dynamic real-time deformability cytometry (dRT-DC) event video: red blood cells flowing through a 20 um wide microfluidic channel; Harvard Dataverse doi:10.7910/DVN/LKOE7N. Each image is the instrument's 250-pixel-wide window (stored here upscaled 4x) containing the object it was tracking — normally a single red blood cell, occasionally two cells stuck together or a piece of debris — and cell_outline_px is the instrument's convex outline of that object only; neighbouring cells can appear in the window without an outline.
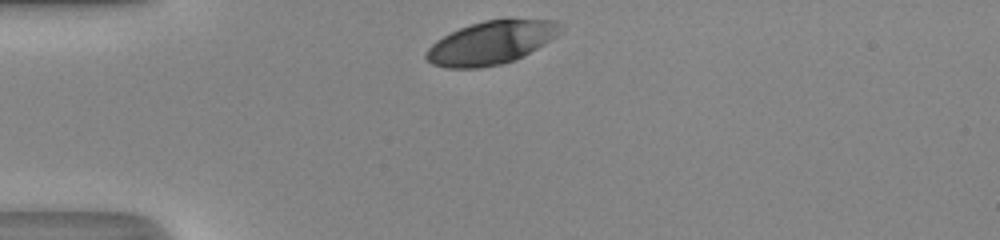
{"species": "human", "species_latin": "Homo sapiens", "temperature_condition": "room temperature", "stored_images_in_passage": 29, "camera_frame_rate_fps": 3000, "um_per_image_px": 0.085, "donor": {"sex": "male"}, "frame": {"image": 1, "passage_image": 1, "time_ms": 0.0, "image_size_px": [1000, 240], "cell_outline_px": [[560, 32], [556, 36], [544, 44], [516, 60], [500, 64], [480, 68], [448, 68], [432, 64], [424, 56], [424, 52], [436, 40], [460, 28], [484, 20], [556, 20], [560, 24]], "centroid_in_image_um": [41.71, 3.65], "position_along_channel_um": 43.3, "area_um2": 33.41}}
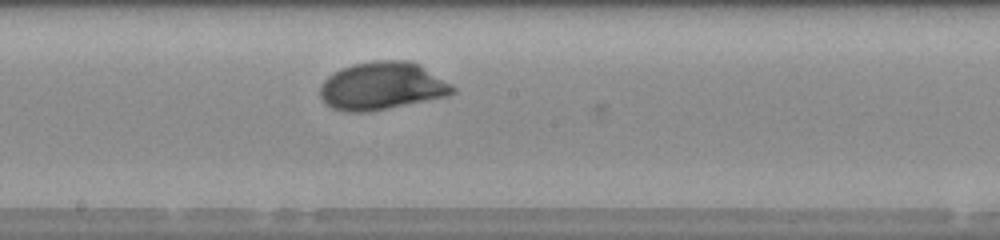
{"frame": {"image": 2, "passage_image": 16, "time_ms": 5.0, "image_size_px": [1000, 240], "cell_outline_px": [[456, 92], [448, 96], [368, 112], [344, 112], [332, 108], [324, 104], [320, 96], [320, 84], [328, 76], [340, 68], [352, 64], [376, 60], [408, 60], [420, 64], [452, 84], [456, 88]], "centroid_in_image_um": [32.46, 7.31], "position_along_channel_um": 215.7, "area_um2": 37.34}}
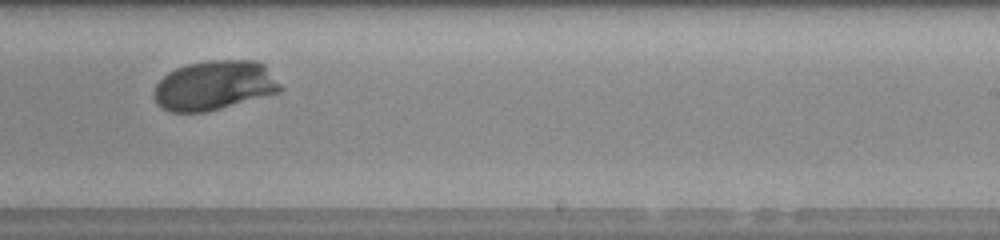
{"frame": {"image": 3, "passage_image": 20, "time_ms": 6.333, "image_size_px": [1000, 240], "cell_outline_px": [[284, 88], [280, 92], [220, 108], [204, 112], [172, 112], [160, 108], [156, 104], [156, 84], [168, 72], [176, 68], [188, 64], [208, 60], [256, 60], [264, 64]], "centroid_in_image_um": [18.24, 7.25], "position_along_channel_um": 270.8, "area_um2": 36.3}, "authors_computed_cell_mechanics": {"area_um2": 36.4718, "velocity_mm_per_s": 4.1262, "shape_relaxation_time_tau1_ms": 2.4882, "shape_relaxation_time_tau2_ms": null, "deformation_change_tau1": 0.1512, "deformation_change_tau2": null}}